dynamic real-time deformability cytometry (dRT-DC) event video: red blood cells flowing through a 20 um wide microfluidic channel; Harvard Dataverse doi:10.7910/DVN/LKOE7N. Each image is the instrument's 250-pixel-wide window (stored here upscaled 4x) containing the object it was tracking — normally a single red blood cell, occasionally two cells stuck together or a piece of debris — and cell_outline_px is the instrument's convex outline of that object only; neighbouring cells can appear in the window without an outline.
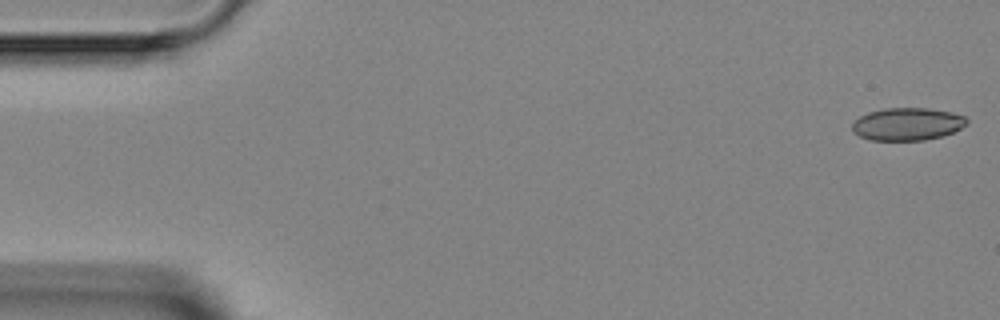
{"species": "Egyptian fruit bat (a non-hibernating species)", "species_latin": "Rousettus aegyptiacus", "temperature_condition": "room temperature", "stored_images_in_passage": 6, "camera_frame_rate_fps": 3000, "um_per_image_px": 0.085, "animal": {"sex": "female"}, "frame": {"image": 1, "passage_image": 1, "time_ms": 0.0, "image_size_px": [1000, 320], "cell_outline_px": [[968, 124], [952, 132], [940, 136], [924, 140], [868, 140], [852, 132], [852, 124], [860, 116], [868, 112], [884, 108], [928, 108], [952, 112], [964, 116], [968, 120]], "centroid_in_image_um": [77.11, 10.54], "position_along_channel_um": 7.9, "area_um2": 21.79}}
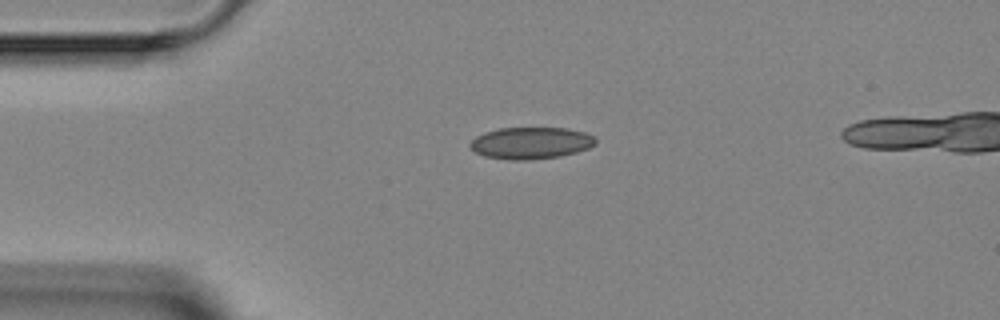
{"frame": {"image": 2, "passage_image": 4, "time_ms": 3.333, "image_size_px": [1000, 320], "cell_outline_px": [[596, 144], [588, 148], [576, 152], [560, 156], [532, 160], [508, 160], [484, 156], [476, 152], [468, 144], [476, 136], [484, 132], [500, 128], [564, 128], [584, 132], [592, 136], [596, 140]], "centroid_in_image_um": [45.1, 12.16], "position_along_channel_um": 39.9, "area_um2": 23.24}}